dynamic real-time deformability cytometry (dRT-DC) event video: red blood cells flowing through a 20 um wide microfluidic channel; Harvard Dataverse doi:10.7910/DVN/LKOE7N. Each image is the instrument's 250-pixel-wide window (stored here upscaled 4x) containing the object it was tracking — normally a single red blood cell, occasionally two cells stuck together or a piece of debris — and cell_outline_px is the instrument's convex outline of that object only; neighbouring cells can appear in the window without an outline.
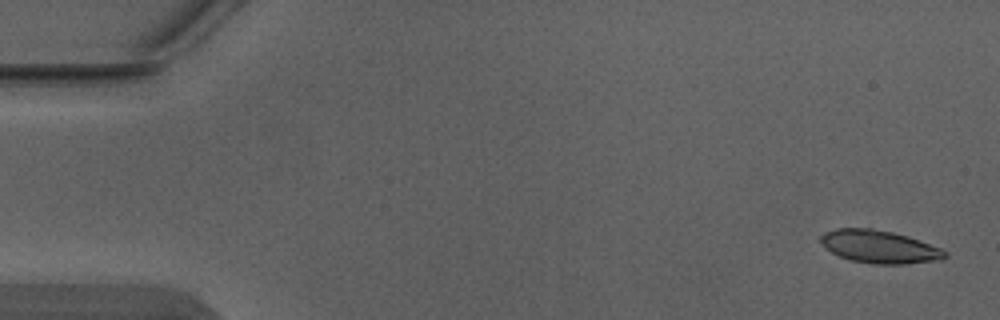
{"species": "Egyptian fruit bat (a non-hibernating species)", "species_latin": "Rousettus aegyptiacus", "temperature_condition": "warm", "stored_images_in_passage": 4, "camera_frame_rate_fps": 3000, "um_per_image_px": 0.085, "animal": {"sex": "male"}, "frame": {"image": 1, "passage_image": 1, "time_ms": 0.0, "image_size_px": [1000, 320], "cell_outline_px": [[948, 256], [940, 260], [904, 264], [876, 264], [848, 260], [832, 252], [820, 240], [820, 236], [824, 232], [836, 228], [872, 228], [892, 232], [908, 236], [940, 248], [948, 252]], "centroid_in_image_um": [74.77, 20.97], "position_along_channel_um": 10.2, "area_um2": 23.7}}
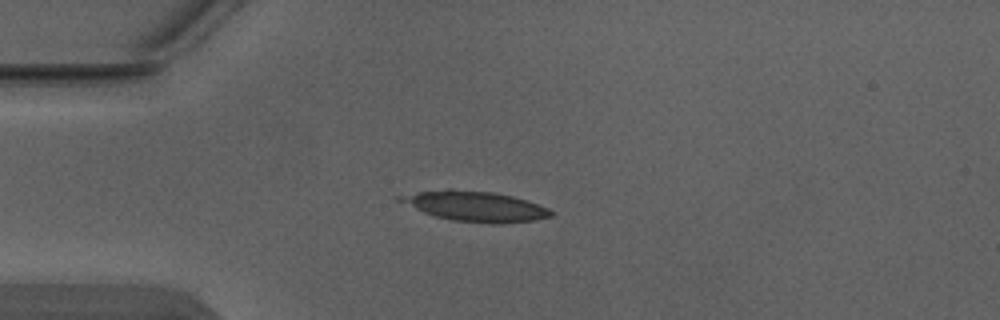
{"frame": {"image": 2, "passage_image": 4, "time_ms": 1.0, "image_size_px": [1000, 320], "cell_outline_px": [[552, 216], [536, 220], [492, 224], [452, 220], [436, 216], [424, 212], [396, 200], [392, 196], [416, 192], [448, 188], [452, 188], [492, 192], [512, 196], [528, 200], [548, 208], [552, 212]], "centroid_in_image_um": [40.35, 17.51], "position_along_channel_um": 44.7, "area_um2": 26.7}}